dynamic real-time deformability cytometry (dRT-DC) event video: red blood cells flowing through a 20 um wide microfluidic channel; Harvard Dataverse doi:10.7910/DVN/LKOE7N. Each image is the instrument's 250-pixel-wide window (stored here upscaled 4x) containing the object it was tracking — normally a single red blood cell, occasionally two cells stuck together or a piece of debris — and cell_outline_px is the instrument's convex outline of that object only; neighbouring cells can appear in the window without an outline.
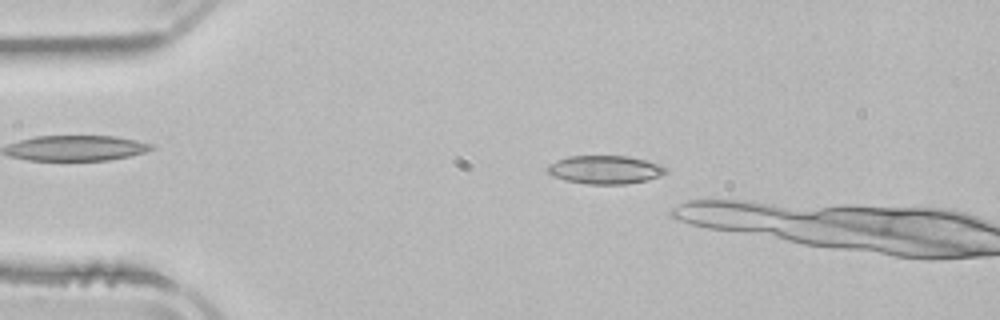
{"species": "common noctule bat (a hibernating species)", "species_latin": "Nyctalus noctula", "temperature_condition": "room temperature", "stored_images_in_passage": 2, "camera_frame_rate_fps": 3000, "um_per_image_px": 0.085, "animal": {"sex": "male", "body_mass_g": 21.5, "forearm_length_mm": 52.0}, "frame": {"image": 1, "passage_image": 1, "time_ms": 0.0, "image_size_px": [1000, 320], "cell_outline_px": [[668, 172], [660, 176], [648, 180], [624, 184], [588, 184], [564, 180], [552, 176], [548, 172], [548, 164], [556, 160], [568, 156], [628, 156], [660, 164], [668, 168]], "centroid_in_image_um": [51.44, 14.42], "position_along_channel_um": 33.6, "area_um2": 19.65}}